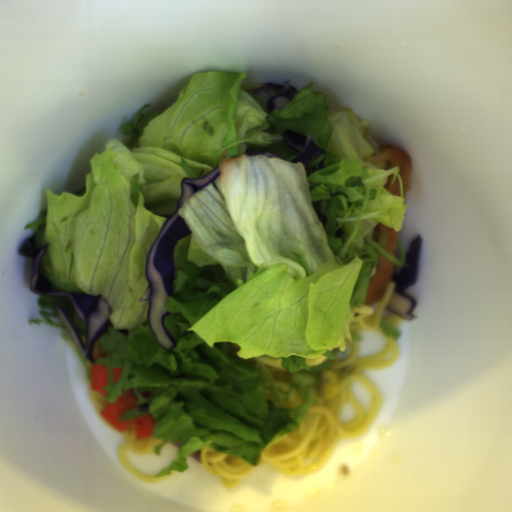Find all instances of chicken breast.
<instances>
[{"mask_svg":"<svg viewBox=\"0 0 512 512\" xmlns=\"http://www.w3.org/2000/svg\"><path fill=\"white\" fill-rule=\"evenodd\" d=\"M368 163L387 161L390 169L398 168L403 183V198H406L408 192H411L413 166L412 158L409 153L398 146H379L378 153L366 157Z\"/></svg>","mask_w":512,"mask_h":512,"instance_id":"chicken-breast-1","label":"chicken breast"},{"mask_svg":"<svg viewBox=\"0 0 512 512\" xmlns=\"http://www.w3.org/2000/svg\"><path fill=\"white\" fill-rule=\"evenodd\" d=\"M394 177H395V175H393V174L389 175L387 183L383 187V190L388 191L392 195L400 197L401 196V190H400L399 178L396 176L394 184H392V181H393Z\"/></svg>","mask_w":512,"mask_h":512,"instance_id":"chicken-breast-4","label":"chicken breast"},{"mask_svg":"<svg viewBox=\"0 0 512 512\" xmlns=\"http://www.w3.org/2000/svg\"><path fill=\"white\" fill-rule=\"evenodd\" d=\"M383 235L386 238L383 248L392 256H396L398 231H395L394 228H389L383 223H379L373 230L371 240L380 243L383 241Z\"/></svg>","mask_w":512,"mask_h":512,"instance_id":"chicken-breast-3","label":"chicken breast"},{"mask_svg":"<svg viewBox=\"0 0 512 512\" xmlns=\"http://www.w3.org/2000/svg\"><path fill=\"white\" fill-rule=\"evenodd\" d=\"M395 269V262L379 252L374 273L369 281L365 303L372 305L385 293Z\"/></svg>","mask_w":512,"mask_h":512,"instance_id":"chicken-breast-2","label":"chicken breast"}]
</instances>
